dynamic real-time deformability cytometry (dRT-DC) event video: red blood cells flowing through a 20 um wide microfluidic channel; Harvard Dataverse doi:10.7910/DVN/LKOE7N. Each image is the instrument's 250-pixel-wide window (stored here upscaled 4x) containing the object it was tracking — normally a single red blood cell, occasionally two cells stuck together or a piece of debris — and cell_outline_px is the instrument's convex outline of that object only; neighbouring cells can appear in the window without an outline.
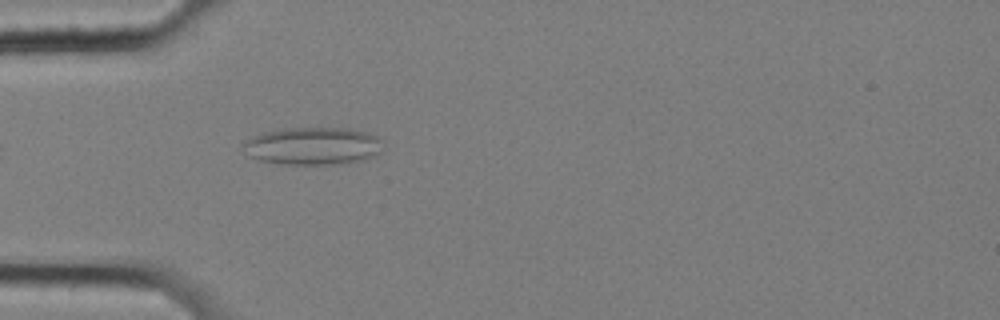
{"species": "common noctule bat (a hibernating species)", "species_latin": "Nyctalus noctula", "temperature_condition": "cold", "stored_images_in_passage": 6, "camera_frame_rate_fps": 3000, "um_per_image_px": 0.085, "animal": {"sex": "female", "body_mass_g": 25.1}, "frame": {"image": 1, "passage_image": 2, "time_ms": 0.333, "image_size_px": [1000, 320], "cell_outline_px": [[384, 140], [380, 152], [376, 156], [364, 160], [348, 164], [280, 164], [256, 160], [248, 156], [240, 144], [244, 140], [252, 136], [264, 132], [280, 128], [348, 128], [368, 132]], "centroid_in_image_um": [26.59, 12.41], "position_along_channel_um": 58.4, "area_um2": 31.44}}